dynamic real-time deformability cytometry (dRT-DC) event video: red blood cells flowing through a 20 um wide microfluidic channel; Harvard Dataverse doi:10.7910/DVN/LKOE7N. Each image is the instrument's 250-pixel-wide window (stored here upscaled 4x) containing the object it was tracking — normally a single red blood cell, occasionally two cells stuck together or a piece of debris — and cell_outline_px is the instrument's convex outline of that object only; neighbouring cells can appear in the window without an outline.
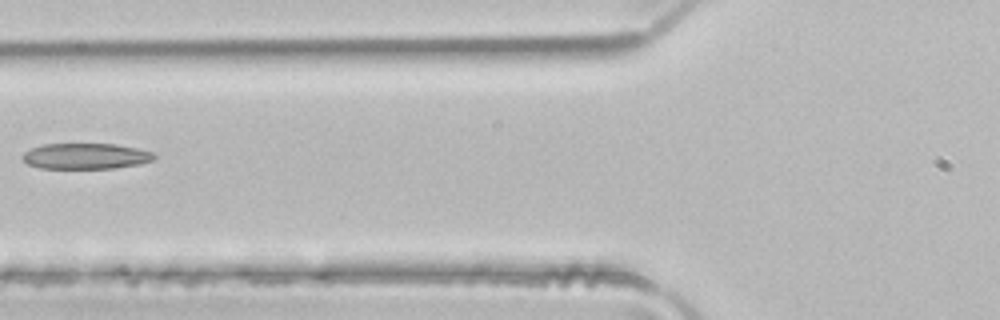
{"species": "common noctule bat (a hibernating species)", "species_latin": "Nyctalus noctula", "temperature_condition": "room temperature", "stored_images_in_passage": 5, "camera_frame_rate_fps": 3000, "um_per_image_px": 0.085, "animal": {"sex": "male", "body_mass_g": 21.5, "forearm_length_mm": 52.0}, "frame": {"image": 1, "passage_image": 5, "time_ms": 1.333, "image_size_px": [1000, 320], "cell_outline_px": [[156, 156], [152, 160], [140, 164], [116, 168], [40, 168], [28, 164], [20, 156], [24, 152], [32, 148], [44, 144], [116, 144], [136, 148], [152, 152]], "centroid_in_image_um": [7.28, 13.27], "position_along_channel_um": 118.5, "area_um2": 19.71}}